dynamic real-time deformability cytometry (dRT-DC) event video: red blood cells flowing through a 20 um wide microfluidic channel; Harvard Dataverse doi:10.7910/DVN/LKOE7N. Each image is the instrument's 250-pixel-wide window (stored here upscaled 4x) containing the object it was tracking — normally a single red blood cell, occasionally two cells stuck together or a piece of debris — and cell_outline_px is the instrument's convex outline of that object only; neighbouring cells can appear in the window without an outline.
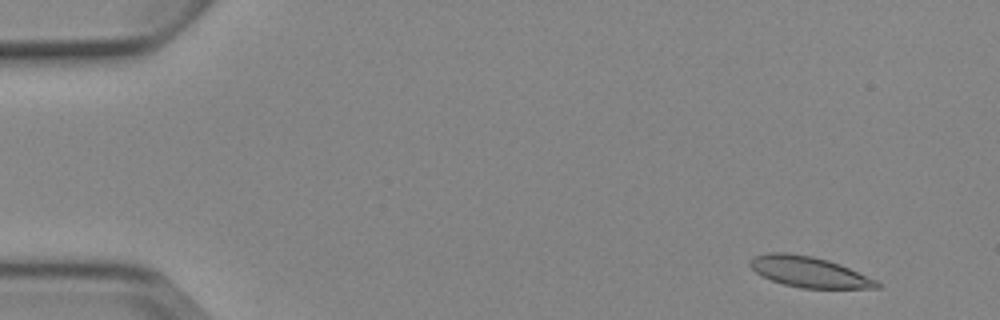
{"species": "Egyptian fruit bat (a non-hibernating species)", "species_latin": "Rousettus aegyptiacus", "temperature_condition": "cold", "stored_images_in_passage": 4, "camera_frame_rate_fps": 3000, "um_per_image_px": 0.085, "animal": {"sex": "female"}, "frame": {"image": 1, "passage_image": 1, "time_ms": 0.0, "image_size_px": [1000, 320], "cell_outline_px": [[884, 284], [880, 288], [800, 288], [784, 284], [772, 280], [756, 272], [748, 264], [752, 256], [768, 252], [788, 252], [812, 256], [828, 260], [840, 264], [876, 280]], "centroid_in_image_um": [68.77, 23.1], "position_along_channel_um": 16.2, "area_um2": 22.72}}
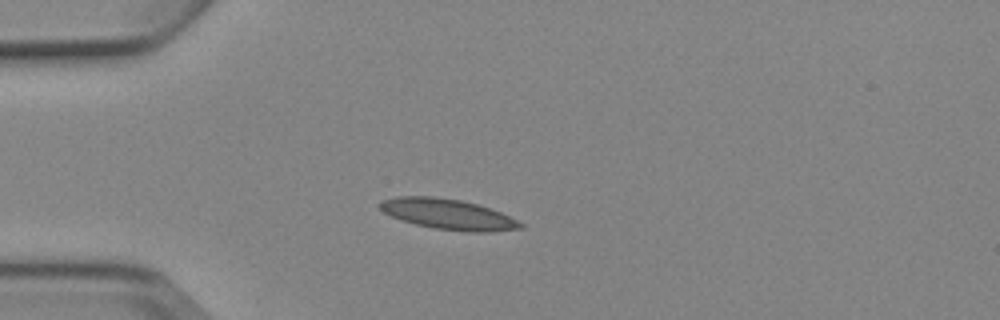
{"frame": {"image": 2, "passage_image": 4, "time_ms": 3.333, "image_size_px": [1000, 320], "cell_outline_px": [[524, 228], [488, 232], [468, 232], [436, 228], [416, 224], [400, 220], [384, 212], [376, 204], [384, 200], [396, 196], [432, 196], [460, 200], [476, 204], [500, 212], [524, 224]], "centroid_in_image_um": [38.06, 18.21], "position_along_channel_um": 46.9, "area_um2": 24.74}}